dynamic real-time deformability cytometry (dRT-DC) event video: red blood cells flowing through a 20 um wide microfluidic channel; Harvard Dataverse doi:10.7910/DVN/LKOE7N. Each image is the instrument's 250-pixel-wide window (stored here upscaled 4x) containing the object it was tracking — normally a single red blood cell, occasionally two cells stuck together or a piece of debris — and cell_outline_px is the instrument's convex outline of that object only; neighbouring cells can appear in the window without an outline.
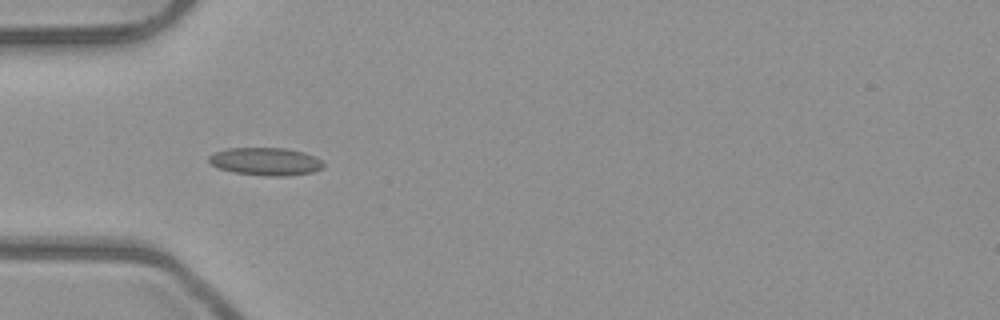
{"species": "common noctule bat (a hibernating species)", "species_latin": "Nyctalus noctula", "temperature_condition": "room temperature", "stored_images_in_passage": 7, "camera_frame_rate_fps": 3000, "um_per_image_px": 0.085, "animal": {"sex": "male", "body_mass_g": 23.1, "forearm_length_mm": 52.7}, "frame": {"image": 1, "passage_image": 3, "time_ms": 0.667, "image_size_px": [1000, 320], "cell_outline_px": [[324, 168], [312, 172], [288, 176], [268, 176], [236, 172], [220, 168], [212, 164], [208, 160], [208, 156], [216, 152], [228, 148], [284, 148], [304, 152], [320, 160], [324, 164]], "centroid_in_image_um": [22.6, 13.72], "position_along_channel_um": 62.4, "area_um2": 18.32}}
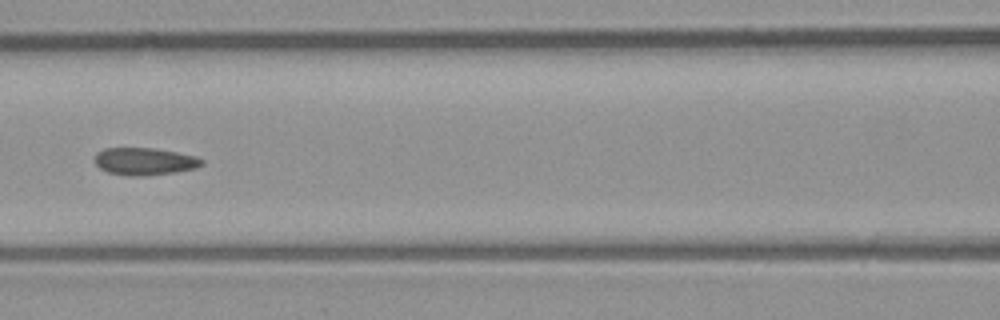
{"frame": {"image": 2, "passage_image": 5, "time_ms": 1.333, "image_size_px": [1000, 320], "cell_outline_px": [[204, 164], [196, 168], [176, 172], [144, 176], [128, 176], [108, 172], [100, 168], [92, 160], [96, 152], [104, 148], [152, 148], [176, 152], [196, 156], [204, 160]], "centroid_in_image_um": [12.27, 13.72], "position_along_channel_um": 154.3, "area_um2": 17.28}}
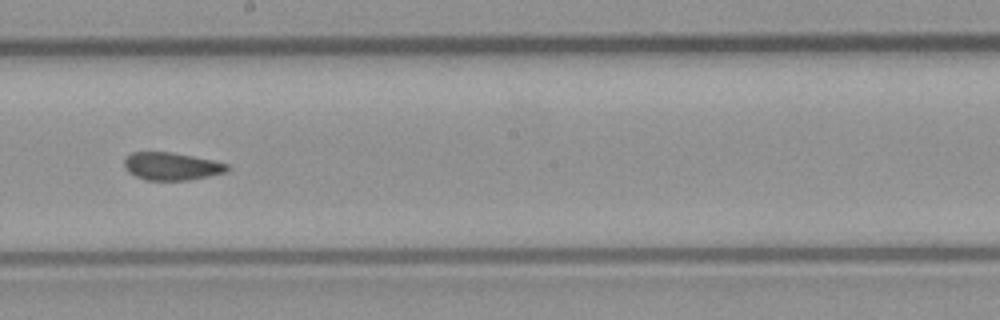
{"frame": {"image": 3, "passage_image": 7, "time_ms": 2.0, "image_size_px": [1000, 320], "cell_outline_px": [[228, 172], [188, 180], [144, 180], [128, 172], [124, 168], [124, 160], [132, 152], [168, 152], [192, 156], [212, 160], [228, 164]], "centroid_in_image_um": [14.56, 14.14], "position_along_channel_um": 233.6, "area_um2": 16.53}}